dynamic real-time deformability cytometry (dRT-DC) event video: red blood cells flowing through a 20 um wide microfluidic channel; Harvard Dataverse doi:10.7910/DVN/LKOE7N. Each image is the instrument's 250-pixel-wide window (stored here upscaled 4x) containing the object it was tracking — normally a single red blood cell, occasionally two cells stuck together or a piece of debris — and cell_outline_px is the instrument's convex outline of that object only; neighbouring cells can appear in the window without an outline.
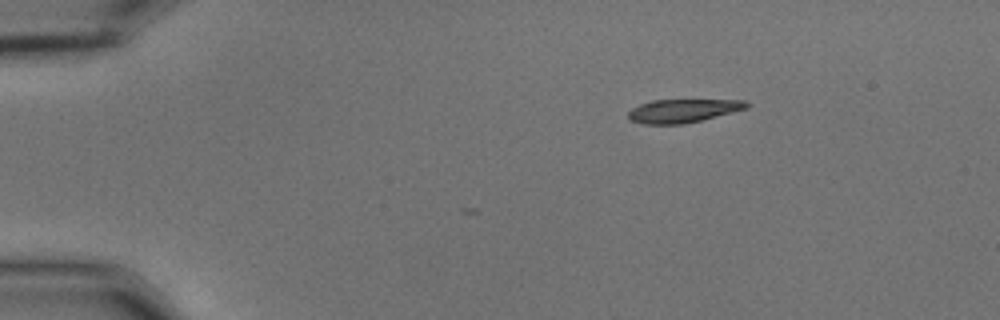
{"species": "common noctule bat (a hibernating species)", "species_latin": "Nyctalus noctula", "temperature_condition": "cold", "stored_images_in_passage": 5, "camera_frame_rate_fps": 3000, "um_per_image_px": 0.085, "animal": {"sex": "male", "body_mass_g": 15.6}, "frame": {"image": 1, "passage_image": 1, "time_ms": 0.0, "image_size_px": [1000, 320], "cell_outline_px": [[748, 108], [684, 124], [644, 124], [628, 120], [628, 112], [632, 108], [640, 104], [652, 100], [748, 100]], "centroid_in_image_um": [58.02, 9.41], "position_along_channel_um": 27.0, "area_um2": 16.07}}